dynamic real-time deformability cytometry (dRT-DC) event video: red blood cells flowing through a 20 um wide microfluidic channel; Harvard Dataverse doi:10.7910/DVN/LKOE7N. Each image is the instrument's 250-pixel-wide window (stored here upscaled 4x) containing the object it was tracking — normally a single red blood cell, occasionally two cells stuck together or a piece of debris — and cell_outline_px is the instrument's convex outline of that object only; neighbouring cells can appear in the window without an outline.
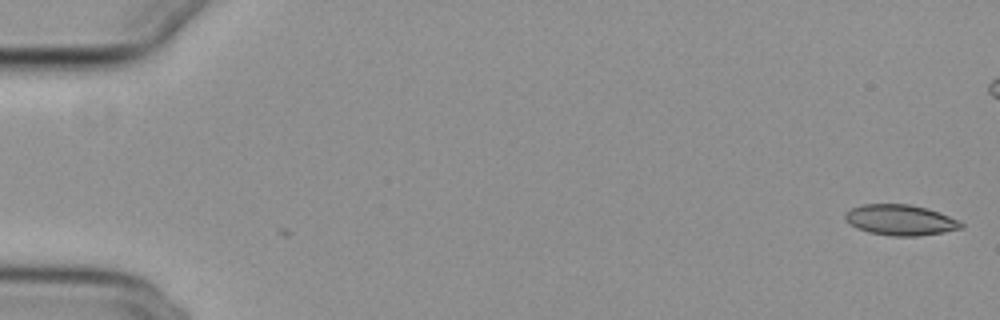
{"species": "common noctule bat (a hibernating species)", "species_latin": "Nyctalus noctula", "temperature_condition": "cold", "stored_images_in_passage": 48, "camera_frame_rate_fps": 3000, "um_per_image_px": 0.085, "animal": {"sex": "female", "body_mass_g": 29.2, "forearm_length_mm": 56.3}, "frame": {"image": 1, "passage_image": 1, "time_ms": 0.0, "image_size_px": [1000, 320], "cell_outline_px": [[964, 228], [944, 232], [920, 236], [892, 236], [868, 232], [856, 228], [844, 220], [844, 212], [852, 208], [864, 204], [908, 204], [928, 208], [940, 212], [964, 224]], "centroid_in_image_um": [76.51, 18.7], "position_along_channel_um": 8.5, "area_um2": 20.87}}
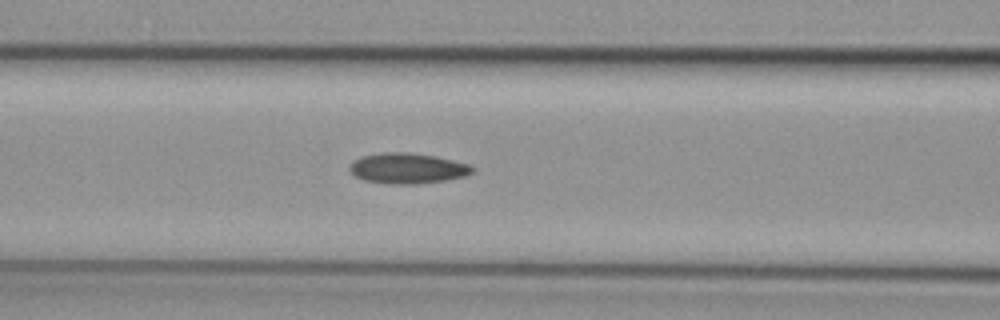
{"frame": {"image": 2, "passage_image": 23, "time_ms": 7.333, "image_size_px": [1000, 320], "cell_outline_px": [[476, 168], [468, 176], [444, 180], [416, 184], [388, 184], [364, 180], [356, 176], [348, 168], [352, 160], [360, 156], [380, 152], [408, 152], [436, 156], [468, 164]], "centroid_in_image_um": [34.62, 14.3], "position_along_channel_um": 132.0, "area_um2": 22.02}}
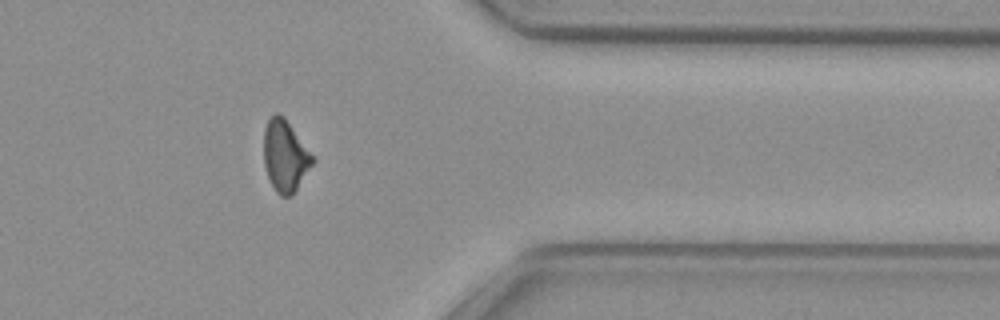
{"frame": {"image": 3, "passage_image": 44, "time_ms": 14.333, "image_size_px": [1000, 320], "cell_outline_px": [[316, 160], [292, 196], [280, 196], [276, 192], [268, 176], [264, 164], [264, 128], [268, 120], [276, 112], [284, 116]], "centroid_in_image_um": [24.24, 13.26], "position_along_channel_um": 387.2, "area_um2": 20.23}, "authors_computed_cell_mechanics": {"area_um2": 21.097, "velocity_mm_per_s": 3.8512, "shape_relaxation_time_tau1_ms": 8.2855, "shape_relaxation_time_tau2_ms": 3.8764, "deformation_change_tau1": 0.1687, "deformation_change_tau2": 0.0952}}